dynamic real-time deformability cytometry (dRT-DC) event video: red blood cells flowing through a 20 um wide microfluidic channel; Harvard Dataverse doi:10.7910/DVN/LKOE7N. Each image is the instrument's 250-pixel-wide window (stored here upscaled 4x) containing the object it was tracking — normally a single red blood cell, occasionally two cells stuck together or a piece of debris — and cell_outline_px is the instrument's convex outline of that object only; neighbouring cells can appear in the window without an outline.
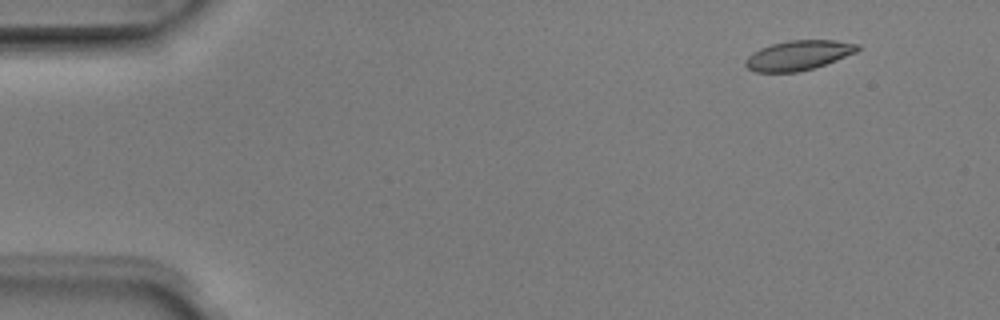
{"species": "Egyptian fruit bat (a non-hibernating species)", "species_latin": "Rousettus aegyptiacus", "temperature_condition": "room temperature", "stored_images_in_passage": 4, "camera_frame_rate_fps": 3000, "um_per_image_px": 0.085, "animal": {"sex": "male"}, "frame": {"image": 1, "passage_image": 2, "time_ms": 0.333, "image_size_px": [1000, 320], "cell_outline_px": [[860, 48], [856, 52], [836, 60], [812, 68], [796, 72], [756, 72], [748, 68], [744, 64], [744, 60], [752, 52], [760, 48], [772, 44], [788, 40], [836, 40], [860, 44]], "centroid_in_image_um": [67.85, 4.69], "position_along_channel_um": 17.2, "area_um2": 19.36}}